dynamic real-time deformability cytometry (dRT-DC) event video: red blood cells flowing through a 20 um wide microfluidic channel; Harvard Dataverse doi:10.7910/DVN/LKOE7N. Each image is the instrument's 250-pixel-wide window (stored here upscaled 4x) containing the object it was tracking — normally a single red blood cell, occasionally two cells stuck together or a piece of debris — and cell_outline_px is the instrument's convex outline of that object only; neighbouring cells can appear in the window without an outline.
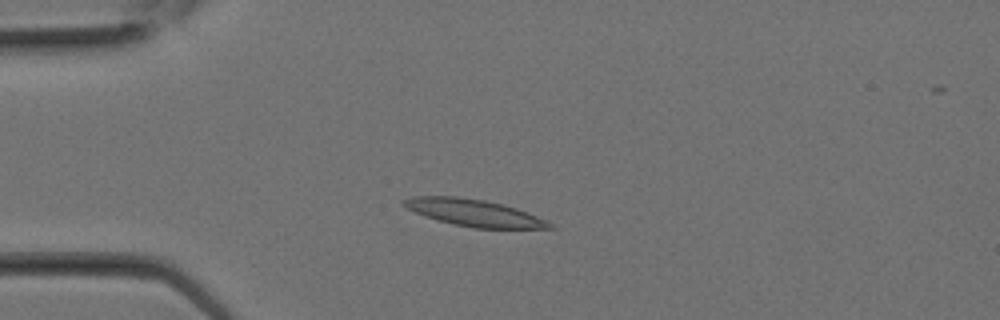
{"species": "Egyptian fruit bat (a non-hibernating species)", "species_latin": "Rousettus aegyptiacus", "temperature_condition": "room temperature", "stored_images_in_passage": 8, "camera_frame_rate_fps": 3000, "um_per_image_px": 0.085, "animal": {"sex": "female"}, "frame": {"image": 1, "passage_image": 5, "time_ms": 1.333, "image_size_px": [1000, 320], "cell_outline_px": [[556, 228], [472, 228], [452, 224], [436, 220], [416, 212], [400, 204], [400, 200], [412, 196], [456, 196], [484, 200], [504, 204], [516, 208], [548, 220]], "centroid_in_image_um": [40.27, 18.08], "position_along_channel_um": 44.7, "area_um2": 22.95}}
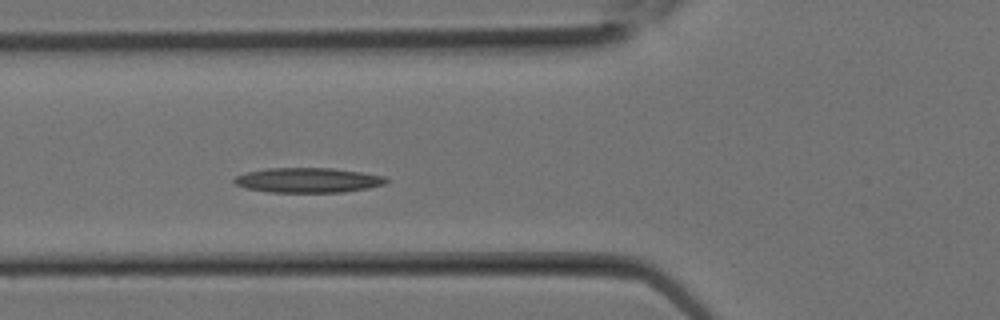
{"frame": {"image": 2, "passage_image": 8, "time_ms": 2.333, "image_size_px": [1000, 320], "cell_outline_px": [[388, 180], [384, 184], [368, 188], [344, 192], [268, 192], [244, 188], [236, 184], [232, 180], [236, 176], [244, 172], [268, 168], [332, 168], [360, 172], [384, 176]], "centroid_in_image_um": [26.13, 15.31], "position_along_channel_um": 99.7, "area_um2": 22.02}}